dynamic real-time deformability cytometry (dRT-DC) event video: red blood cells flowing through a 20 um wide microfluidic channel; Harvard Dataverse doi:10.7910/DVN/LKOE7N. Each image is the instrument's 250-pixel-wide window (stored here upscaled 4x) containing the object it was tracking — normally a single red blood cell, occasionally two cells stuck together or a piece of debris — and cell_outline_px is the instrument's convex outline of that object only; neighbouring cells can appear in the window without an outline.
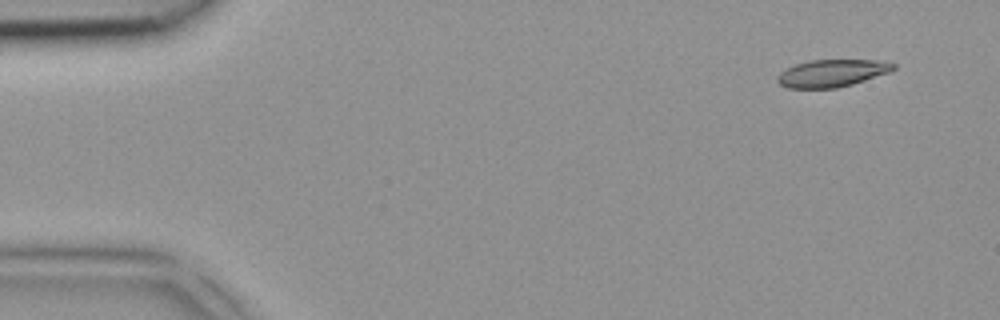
{"species": "common noctule bat (a hibernating species)", "species_latin": "Nyctalus noctula", "temperature_condition": "room temperature", "stored_images_in_passage": 3, "camera_frame_rate_fps": 3000, "um_per_image_px": 0.085, "animal": {"sex": "female", "body_mass_g": 18.4}, "frame": {"image": 1, "passage_image": 1, "time_ms": 0.0, "image_size_px": [1000, 320], "cell_outline_px": [[896, 68], [888, 72], [852, 84], [836, 88], [788, 88], [780, 84], [776, 80], [776, 76], [780, 72], [796, 64], [808, 60], [880, 60], [896, 64]], "centroid_in_image_um": [70.69, 6.21], "position_along_channel_um": 14.3, "area_um2": 18.38}}